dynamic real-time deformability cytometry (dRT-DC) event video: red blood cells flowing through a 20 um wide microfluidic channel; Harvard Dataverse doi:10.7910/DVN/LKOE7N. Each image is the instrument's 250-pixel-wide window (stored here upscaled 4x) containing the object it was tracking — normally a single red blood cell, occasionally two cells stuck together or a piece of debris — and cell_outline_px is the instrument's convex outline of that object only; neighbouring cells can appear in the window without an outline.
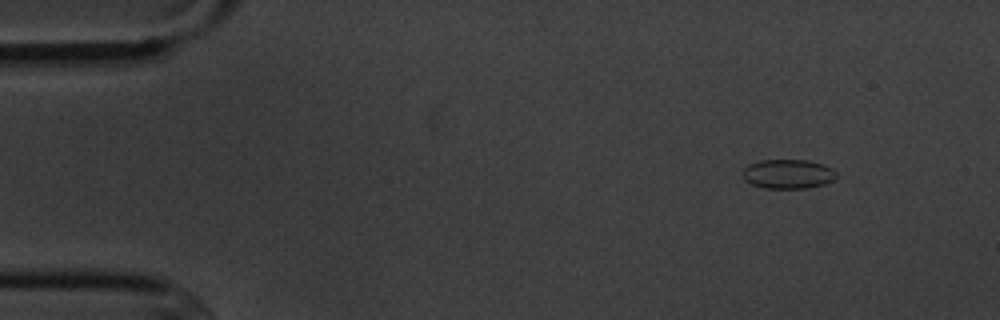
{"species": "common noctule bat (a hibernating species)", "species_latin": "Nyctalus noctula", "temperature_condition": "cold", "stored_images_in_passage": 4, "camera_frame_rate_fps": 3000, "um_per_image_px": 0.085, "animal": {"sex": "male", "body_mass_g": 20.1, "forearm_length_mm": 53.5}, "frame": {"image": 1, "passage_image": 2, "time_ms": 1.0, "image_size_px": [1000, 320], "cell_outline_px": [[836, 176], [832, 180], [824, 184], [808, 188], [764, 188], [752, 184], [744, 180], [744, 168], [748, 164], [760, 160], [808, 160], [824, 164], [832, 168], [836, 172]], "centroid_in_image_um": [66.99, 14.78], "position_along_channel_um": 18.0, "area_um2": 16.01}}
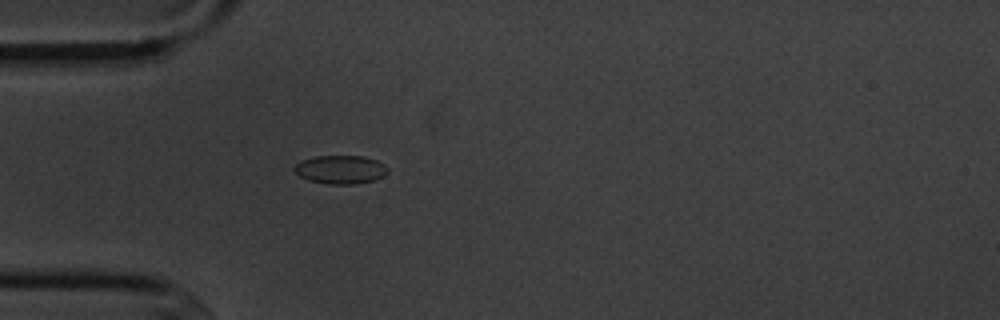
{"frame": {"image": 2, "passage_image": 4, "time_ms": 4.333, "image_size_px": [1000, 320], "cell_outline_px": [[388, 172], [372, 180], [352, 184], [328, 184], [308, 180], [300, 176], [292, 168], [300, 160], [316, 156], [364, 156], [376, 160], [384, 164], [388, 168]], "centroid_in_image_um": [28.91, 14.4], "position_along_channel_um": 56.1, "area_um2": 15.37}}